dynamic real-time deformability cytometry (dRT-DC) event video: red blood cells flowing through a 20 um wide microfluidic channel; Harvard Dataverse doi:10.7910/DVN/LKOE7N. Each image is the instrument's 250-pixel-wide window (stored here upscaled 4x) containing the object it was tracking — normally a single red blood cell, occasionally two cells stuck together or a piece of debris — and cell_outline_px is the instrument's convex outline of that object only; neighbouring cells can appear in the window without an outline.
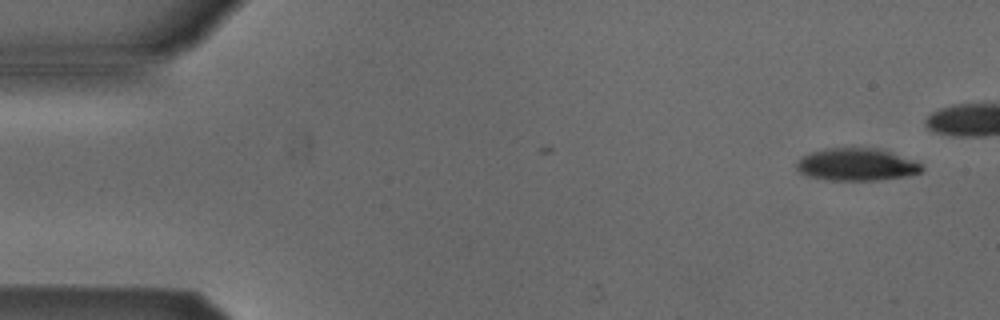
{"species": "Egyptian fruit bat (a non-hibernating species)", "species_latin": "Rousettus aegyptiacus", "temperature_condition": "cold", "stored_images_in_passage": 2, "camera_frame_rate_fps": 3000, "um_per_image_px": 0.085, "animal": {"sex": "male"}, "frame": {"image": 1, "passage_image": 1, "time_ms": 0.0, "image_size_px": [1000, 320], "cell_outline_px": [[924, 168], [920, 172], [908, 176], [880, 180], [828, 180], [812, 176], [800, 172], [796, 168], [796, 164], [800, 156], [824, 148], [876, 148], [912, 160], [920, 164]], "centroid_in_image_um": [72.78, 13.99], "position_along_channel_um": 12.2, "area_um2": 23.41}}